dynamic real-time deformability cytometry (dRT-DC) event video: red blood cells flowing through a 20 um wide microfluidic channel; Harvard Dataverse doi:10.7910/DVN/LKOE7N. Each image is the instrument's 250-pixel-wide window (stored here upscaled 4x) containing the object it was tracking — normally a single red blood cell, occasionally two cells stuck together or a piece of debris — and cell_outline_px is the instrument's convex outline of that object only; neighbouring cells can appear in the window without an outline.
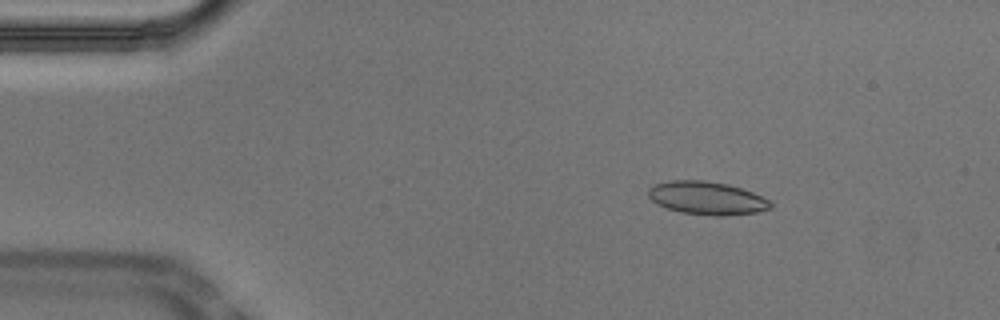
{"species": "Egyptian fruit bat (a non-hibernating species)", "species_latin": "Rousettus aegyptiacus", "temperature_condition": "cold", "stored_images_in_passage": 53, "camera_frame_rate_fps": 3000, "um_per_image_px": 0.085, "animal": {"sex": "male"}, "frame": {"image": 1, "passage_image": 8, "time_ms": 2.333, "image_size_px": [1000, 320], "cell_outline_px": [[772, 208], [756, 212], [724, 216], [712, 216], [680, 212], [656, 204], [648, 196], [648, 188], [652, 184], [672, 180], [704, 180], [728, 184], [752, 192], [768, 200], [772, 204]], "centroid_in_image_um": [60.04, 16.83], "position_along_channel_um": 25.0, "area_um2": 23.64}}
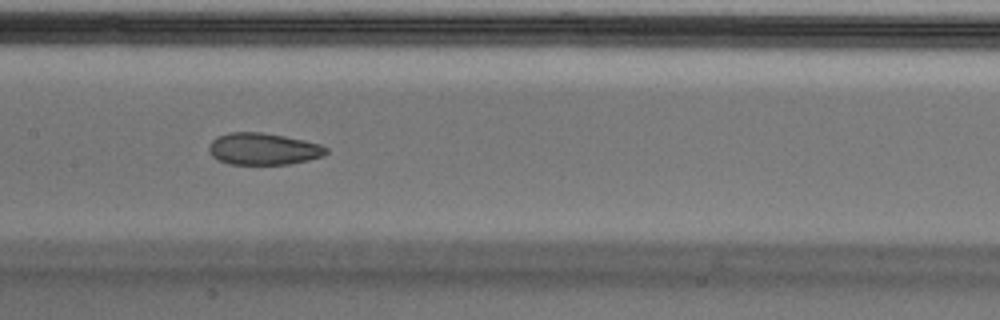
{"frame": {"image": 2, "passage_image": 26, "time_ms": 8.333, "image_size_px": [1000, 320], "cell_outline_px": [[328, 152], [324, 156], [308, 160], [288, 164], [228, 164], [212, 156], [208, 148], [208, 144], [216, 136], [232, 132], [260, 132], [284, 136], [304, 140], [320, 144], [328, 148]], "centroid_in_image_um": [22.38, 12.65], "position_along_channel_um": 185.0, "area_um2": 21.79}}
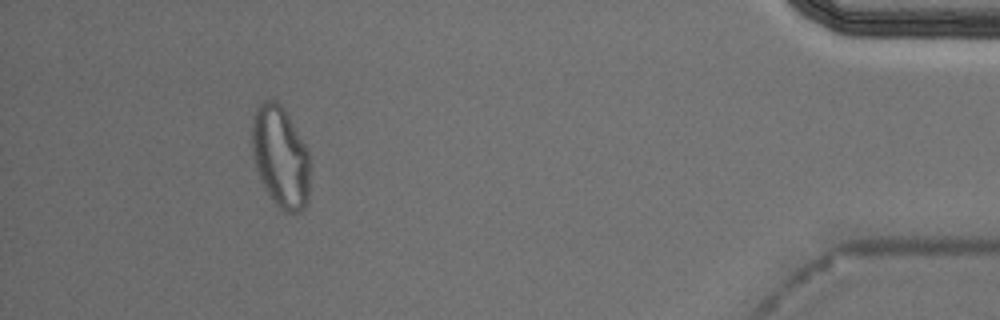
{"frame": {"image": 3, "passage_image": 49, "time_ms": 16.0, "image_size_px": [1000, 320], "cell_outline_px": [[308, 200], [304, 208], [300, 212], [284, 212], [272, 200], [260, 180], [252, 156], [252, 120], [256, 108], [264, 100], [276, 100], [280, 104], [288, 116], [304, 144], [308, 152]], "centroid_in_image_um": [23.81, 13.35], "position_along_channel_um": 411.4, "area_um2": 33.93}, "authors_computed_cell_mechanics": {"area_um2": 23.3512, "velocity_mm_per_s": 3.7289, "shape_relaxation_time_tau1_ms": null, "shape_relaxation_time_tau2_ms": 1.6905, "deformation_change_tau1": null, "deformation_change_tau2": 0.0708}}